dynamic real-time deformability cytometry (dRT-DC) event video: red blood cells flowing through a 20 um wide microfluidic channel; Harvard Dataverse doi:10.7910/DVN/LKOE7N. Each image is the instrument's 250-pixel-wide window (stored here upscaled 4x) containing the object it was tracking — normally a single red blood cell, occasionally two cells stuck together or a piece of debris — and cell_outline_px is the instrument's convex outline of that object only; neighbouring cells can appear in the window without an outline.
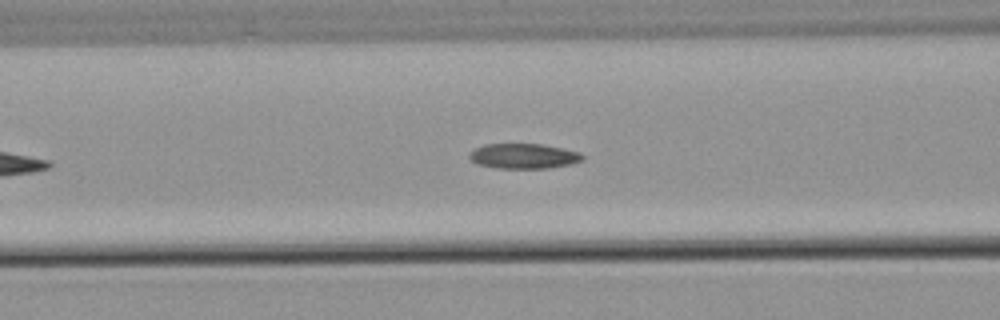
{"species": "common noctule bat (a hibernating species)", "species_latin": "Nyctalus noctula", "temperature_condition": "warm", "stored_images_in_passage": 5, "camera_frame_rate_fps": 3000, "um_per_image_px": 0.085, "animal": {"sex": "male", "body_mass_g": 21.5, "forearm_length_mm": 52.0}, "frame": {"image": 1, "passage_image": 5, "time_ms": 5.0, "image_size_px": [1000, 320], "cell_outline_px": [[584, 160], [572, 164], [548, 168], [496, 168], [476, 164], [468, 156], [476, 148], [484, 144], [540, 144], [580, 152], [584, 156]], "centroid_in_image_um": [44.53, 13.27], "position_along_channel_um": 122.1, "area_um2": 16.47}}